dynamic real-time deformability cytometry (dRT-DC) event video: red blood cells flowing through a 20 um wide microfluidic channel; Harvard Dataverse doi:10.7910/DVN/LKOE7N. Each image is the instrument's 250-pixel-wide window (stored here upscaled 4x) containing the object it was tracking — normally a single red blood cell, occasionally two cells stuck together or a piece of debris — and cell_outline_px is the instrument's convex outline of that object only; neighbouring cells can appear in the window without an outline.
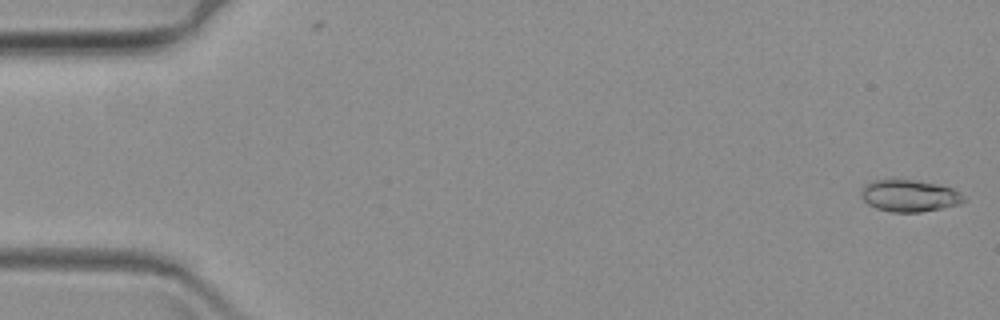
{"species": "common noctule bat (a hibernating species)", "species_latin": "Nyctalus noctula", "temperature_condition": "warm", "stored_images_in_passage": 56, "camera_frame_rate_fps": 3000, "um_per_image_px": 0.085, "animal": {"sex": "female", "body_mass_g": 19.3, "forearm_length_mm": 54.1}, "frame": {"image": 1, "passage_image": 1, "time_ms": 0.0, "image_size_px": [1000, 320], "cell_outline_px": [[968, 200], [960, 204], [920, 212], [892, 212], [876, 208], [868, 204], [860, 196], [860, 188], [864, 184], [872, 180], [916, 180], [940, 184], [952, 188], [960, 192]], "centroid_in_image_um": [77.3, 16.63], "position_along_channel_um": 7.7, "area_um2": 19.31}}
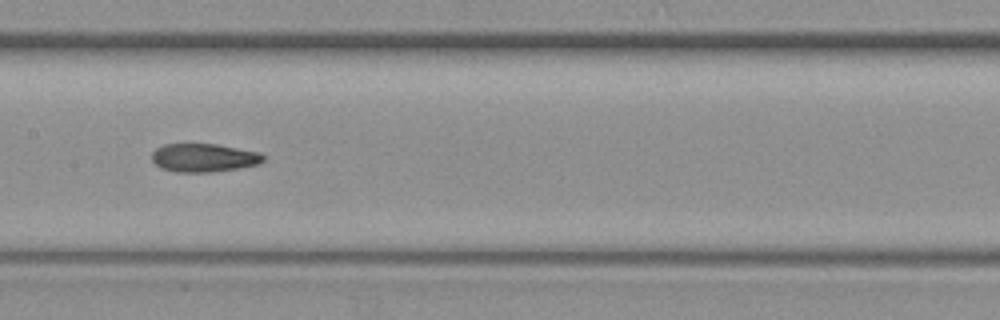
{"frame": {"image": 2, "passage_image": 31, "time_ms": 10.0, "image_size_px": [1000, 320], "cell_outline_px": [[264, 160], [260, 164], [212, 172], [176, 172], [160, 168], [152, 160], [152, 152], [156, 148], [164, 144], [216, 144], [260, 152], [264, 156]], "centroid_in_image_um": [17.31, 13.41], "position_along_channel_um": 190.1, "area_um2": 18.44}}
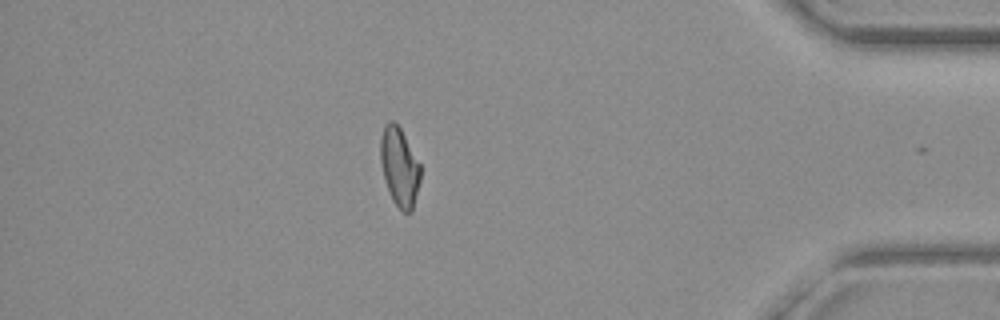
{"frame": {"image": 3, "passage_image": 54, "time_ms": 17.667, "image_size_px": [1000, 320], "cell_outline_px": [[420, 180], [412, 212], [404, 212], [392, 200], [384, 176], [380, 160], [380, 140], [384, 124], [388, 120], [392, 120], [400, 128], [420, 164]], "centroid_in_image_um": [33.94, 14.17], "position_along_channel_um": 401.3, "area_um2": 18.09}}